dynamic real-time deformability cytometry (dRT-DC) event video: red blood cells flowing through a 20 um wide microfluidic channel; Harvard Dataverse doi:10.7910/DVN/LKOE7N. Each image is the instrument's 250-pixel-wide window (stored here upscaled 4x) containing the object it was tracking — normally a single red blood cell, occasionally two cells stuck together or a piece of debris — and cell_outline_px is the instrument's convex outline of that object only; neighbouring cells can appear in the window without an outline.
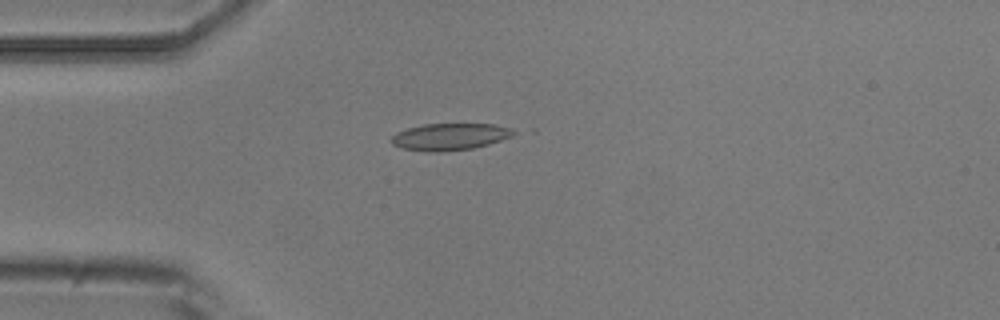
{"species": "common noctule bat (a hibernating species)", "species_latin": "Nyctalus noctula", "temperature_condition": "room temperature", "stored_images_in_passage": 6, "camera_frame_rate_fps": 3000, "um_per_image_px": 0.085, "animal": {"sex": "male", "body_mass_g": 20.5, "forearm_length_mm": 52.5}, "frame": {"image": 1, "passage_image": 3, "time_ms": 2.333, "image_size_px": [1000, 320], "cell_outline_px": [[520, 132], [512, 136], [488, 144], [472, 148], [444, 152], [428, 152], [404, 148], [392, 144], [388, 140], [396, 132], [408, 128], [424, 124], [496, 124], [512, 128]], "centroid_in_image_um": [38.25, 11.62], "position_along_channel_um": 46.7, "area_um2": 19.31}}
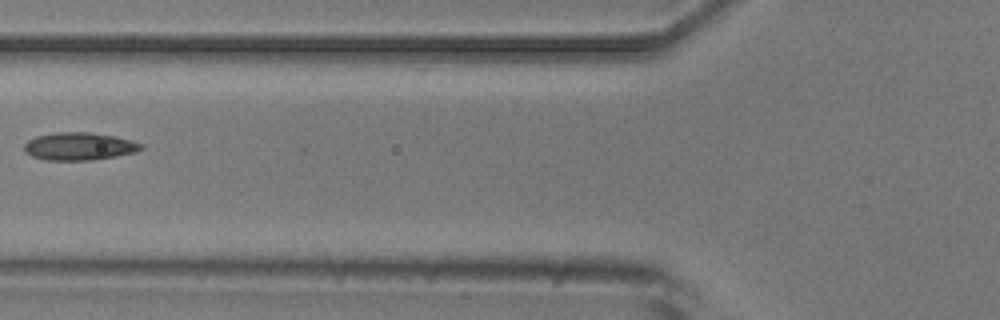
{"frame": {"image": 2, "passage_image": 5, "time_ms": 4.667, "image_size_px": [1000, 320], "cell_outline_px": [[144, 148], [136, 152], [92, 160], [44, 160], [32, 156], [24, 152], [24, 144], [28, 140], [36, 136], [56, 132], [88, 132], [116, 136], [144, 144]], "centroid_in_image_um": [6.73, 12.43], "position_along_channel_um": 119.1, "area_um2": 18.96}}
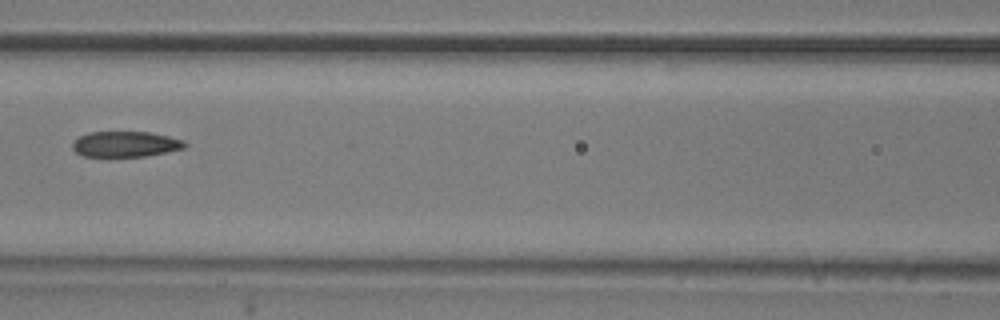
{"frame": {"image": 3, "passage_image": 6, "time_ms": 5.667, "image_size_px": [1000, 320], "cell_outline_px": [[188, 144], [184, 148], [144, 156], [108, 160], [80, 156], [72, 148], [72, 144], [80, 136], [88, 132], [148, 132], [168, 136], [184, 140]], "centroid_in_image_um": [10.59, 12.31], "position_along_channel_um": 156.0, "area_um2": 17.51}}